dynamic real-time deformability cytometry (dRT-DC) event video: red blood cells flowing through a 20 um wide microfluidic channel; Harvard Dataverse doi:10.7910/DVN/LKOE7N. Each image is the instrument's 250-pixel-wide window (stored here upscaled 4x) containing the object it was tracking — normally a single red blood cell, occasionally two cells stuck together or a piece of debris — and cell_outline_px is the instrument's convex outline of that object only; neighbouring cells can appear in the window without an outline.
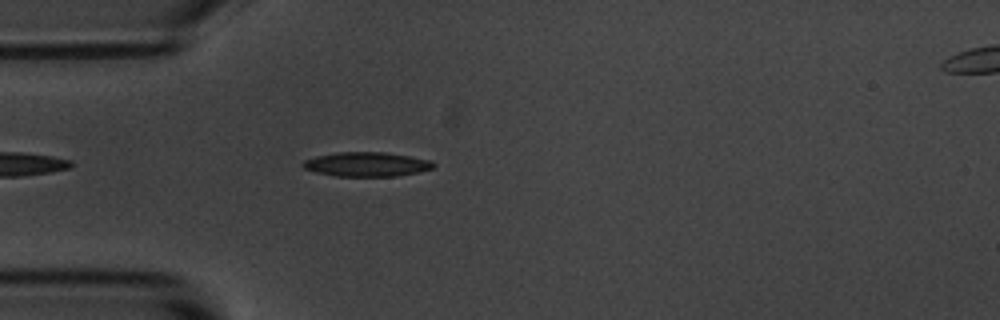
{"species": "common noctule bat (a hibernating species)", "species_latin": "Nyctalus noctula", "temperature_condition": "room temperature", "stored_images_in_passage": 1, "camera_frame_rate_fps": 3000, "um_per_image_px": 0.085, "animal": {"sex": "male", "body_mass_g": 20.1, "forearm_length_mm": 53.5}, "frame": {"image": 1, "passage_image": 1, "time_ms": 0.0, "image_size_px": [1000, 320], "cell_outline_px": [[436, 164], [432, 168], [416, 172], [396, 176], [336, 176], [316, 172], [304, 168], [300, 164], [304, 160], [316, 156], [340, 152], [384, 152], [432, 160]], "centroid_in_image_um": [31.15, 13.96], "position_along_channel_um": 53.9, "area_um2": 18.38}}